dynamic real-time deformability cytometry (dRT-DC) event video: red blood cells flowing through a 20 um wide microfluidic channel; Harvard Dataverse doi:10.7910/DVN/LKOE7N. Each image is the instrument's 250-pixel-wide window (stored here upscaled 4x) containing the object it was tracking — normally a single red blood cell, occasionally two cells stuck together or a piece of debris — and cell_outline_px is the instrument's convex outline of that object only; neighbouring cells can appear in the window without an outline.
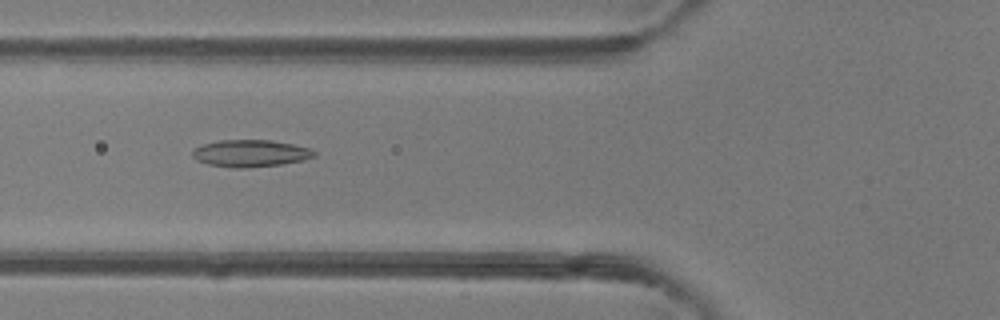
{"species": "common noctule bat (a hibernating species)", "species_latin": "Nyctalus noctula", "temperature_condition": "room temperature", "stored_images_in_passage": 37, "camera_frame_rate_fps": 3000, "um_per_image_px": 0.085, "animal": {"sex": "female"}, "frame": {"image": 1, "passage_image": 6, "time_ms": 1.667, "image_size_px": [1000, 320], "cell_outline_px": [[316, 156], [304, 160], [280, 164], [244, 168], [236, 168], [208, 164], [196, 160], [192, 156], [192, 152], [196, 148], [204, 144], [220, 140], [272, 140], [292, 144], [308, 148], [316, 152]], "centroid_in_image_um": [21.29, 13.03], "position_along_channel_um": 104.5, "area_um2": 19.02}}
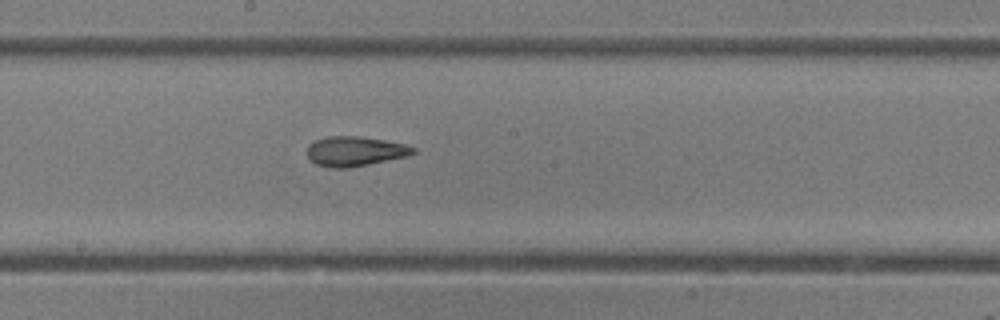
{"frame": {"image": 2, "passage_image": 14, "time_ms": 4.333, "image_size_px": [1000, 320], "cell_outline_px": [[416, 152], [408, 156], [348, 168], [332, 168], [316, 164], [308, 160], [308, 144], [316, 140], [328, 136], [356, 136], [384, 140], [404, 144], [416, 148]], "centroid_in_image_um": [30.16, 12.86], "position_along_channel_um": 218.0, "area_um2": 18.32}}
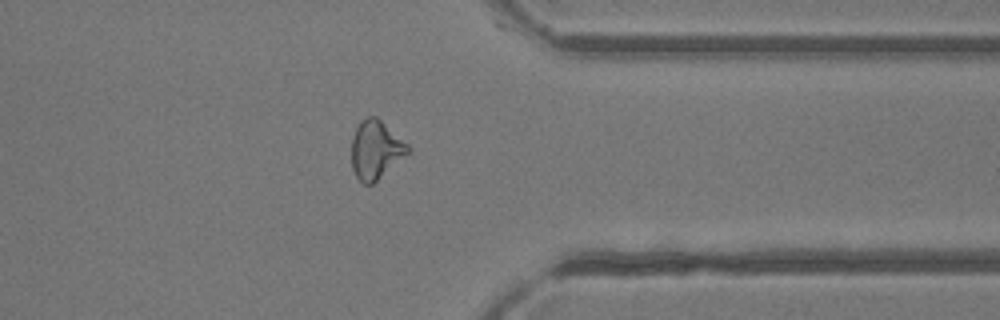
{"frame": {"image": 3, "passage_image": 26, "time_ms": 8.333, "image_size_px": [1000, 320], "cell_outline_px": [[412, 152], [372, 184], [364, 184], [356, 176], [352, 168], [352, 136], [360, 120], [368, 116], [376, 116], [408, 144], [412, 148]], "centroid_in_image_um": [31.97, 12.72], "position_along_channel_um": 379.4, "area_um2": 19.36}}